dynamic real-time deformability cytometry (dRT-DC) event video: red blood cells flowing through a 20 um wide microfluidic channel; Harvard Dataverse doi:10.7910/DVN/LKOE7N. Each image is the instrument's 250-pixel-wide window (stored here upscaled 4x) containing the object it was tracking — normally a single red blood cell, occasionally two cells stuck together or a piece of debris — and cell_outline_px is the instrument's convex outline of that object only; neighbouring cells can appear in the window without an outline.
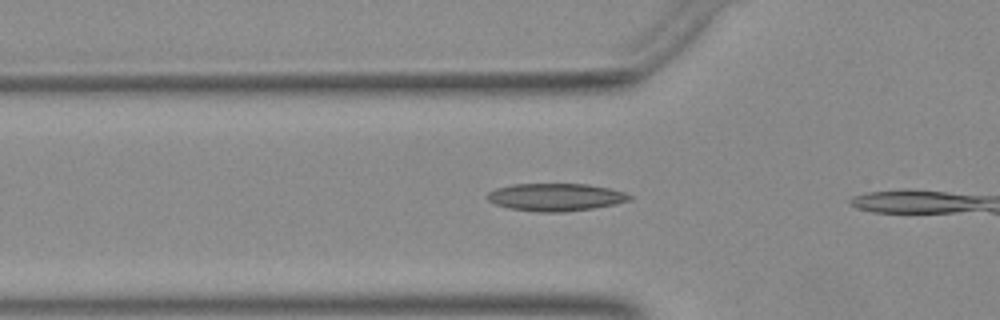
{"species": "Egyptian fruit bat (a non-hibernating species)", "species_latin": "Rousettus aegyptiacus", "temperature_condition": "warm", "stored_images_in_passage": 7, "camera_frame_rate_fps": 3000, "um_per_image_px": 0.085, "animal": {"sex": "female"}, "frame": {"image": 1, "passage_image": 5, "time_ms": 1.333, "image_size_px": [1000, 320], "cell_outline_px": [[632, 200], [616, 204], [592, 208], [564, 212], [536, 212], [508, 208], [496, 204], [488, 200], [484, 196], [488, 192], [496, 188], [512, 184], [588, 184], [608, 188], [624, 192], [632, 196]], "centroid_in_image_um": [47.21, 16.76], "position_along_channel_um": 78.6, "area_um2": 23.0}}